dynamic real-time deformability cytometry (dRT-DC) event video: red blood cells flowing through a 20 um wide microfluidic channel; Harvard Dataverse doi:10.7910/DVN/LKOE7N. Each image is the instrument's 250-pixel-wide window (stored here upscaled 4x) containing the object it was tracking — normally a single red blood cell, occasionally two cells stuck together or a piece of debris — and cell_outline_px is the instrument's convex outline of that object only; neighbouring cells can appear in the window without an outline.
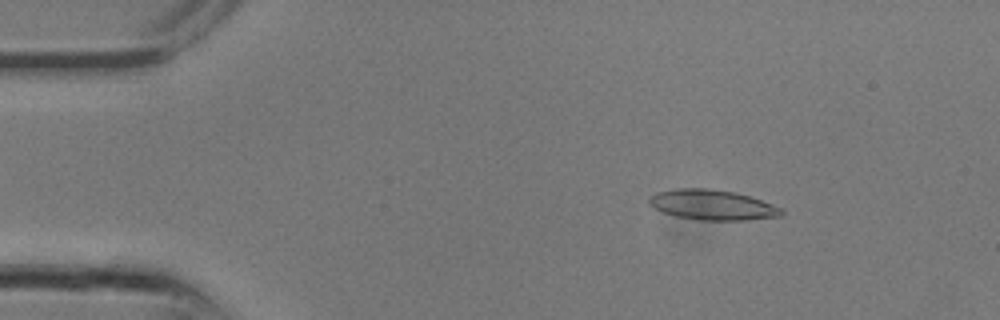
{"species": "common noctule bat (a hibernating species)", "species_latin": "Nyctalus noctula", "temperature_condition": "room temperature", "stored_images_in_passage": 7, "camera_frame_rate_fps": 3000, "um_per_image_px": 0.085, "animal": {"sex": "male", "body_mass_g": 13.3}, "frame": {"image": 1, "passage_image": 3, "time_ms": 0.667, "image_size_px": [1000, 320], "cell_outline_px": [[784, 212], [780, 216], [744, 220], [700, 220], [676, 216], [664, 212], [648, 204], [648, 196], [656, 192], [676, 188], [704, 188], [736, 192], [784, 208]], "centroid_in_image_um": [60.53, 17.41], "position_along_channel_um": 24.5, "area_um2": 23.24}}
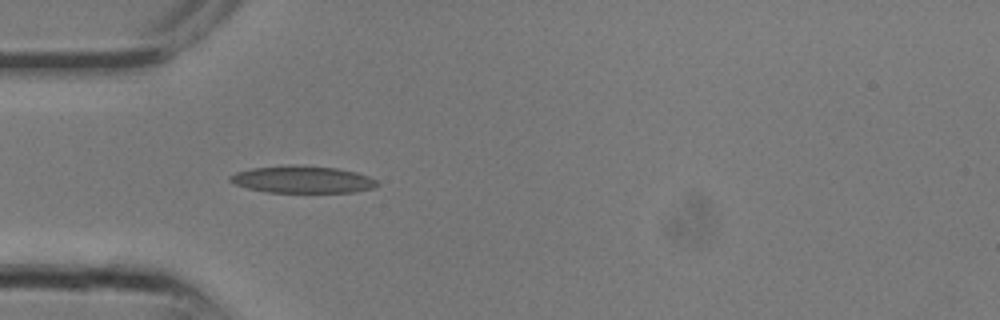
{"frame": {"image": 2, "passage_image": 7, "time_ms": 2.0, "image_size_px": [1000, 320], "cell_outline_px": [[380, 184], [372, 188], [356, 192], [268, 192], [248, 188], [236, 184], [228, 180], [228, 176], [236, 172], [252, 168], [292, 164], [336, 168], [356, 172], [368, 176], [376, 180]], "centroid_in_image_um": [25.7, 15.25], "position_along_channel_um": 59.3, "area_um2": 23.24}}